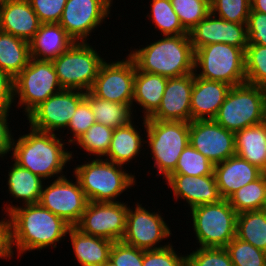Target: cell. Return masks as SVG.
Segmentation results:
<instances>
[{
  "instance_id": "cell-48",
  "label": "cell",
  "mask_w": 266,
  "mask_h": 266,
  "mask_svg": "<svg viewBox=\"0 0 266 266\" xmlns=\"http://www.w3.org/2000/svg\"><path fill=\"white\" fill-rule=\"evenodd\" d=\"M9 110H0V157L12 151L14 137L9 130L8 116Z\"/></svg>"
},
{
  "instance_id": "cell-42",
  "label": "cell",
  "mask_w": 266,
  "mask_h": 266,
  "mask_svg": "<svg viewBox=\"0 0 266 266\" xmlns=\"http://www.w3.org/2000/svg\"><path fill=\"white\" fill-rule=\"evenodd\" d=\"M171 243L168 246L146 250L143 254V266H186V255H178Z\"/></svg>"
},
{
  "instance_id": "cell-49",
  "label": "cell",
  "mask_w": 266,
  "mask_h": 266,
  "mask_svg": "<svg viewBox=\"0 0 266 266\" xmlns=\"http://www.w3.org/2000/svg\"><path fill=\"white\" fill-rule=\"evenodd\" d=\"M13 255L10 221L7 218H3L0 220V259H10L11 257L13 258Z\"/></svg>"
},
{
  "instance_id": "cell-10",
  "label": "cell",
  "mask_w": 266,
  "mask_h": 266,
  "mask_svg": "<svg viewBox=\"0 0 266 266\" xmlns=\"http://www.w3.org/2000/svg\"><path fill=\"white\" fill-rule=\"evenodd\" d=\"M62 89L51 60L30 58L27 66L14 79V97L15 100L16 97L19 99L17 104L24 108L26 116Z\"/></svg>"
},
{
  "instance_id": "cell-15",
  "label": "cell",
  "mask_w": 266,
  "mask_h": 266,
  "mask_svg": "<svg viewBox=\"0 0 266 266\" xmlns=\"http://www.w3.org/2000/svg\"><path fill=\"white\" fill-rule=\"evenodd\" d=\"M113 0H67L59 24L75 42H87L91 32L109 17Z\"/></svg>"
},
{
  "instance_id": "cell-1",
  "label": "cell",
  "mask_w": 266,
  "mask_h": 266,
  "mask_svg": "<svg viewBox=\"0 0 266 266\" xmlns=\"http://www.w3.org/2000/svg\"><path fill=\"white\" fill-rule=\"evenodd\" d=\"M23 206L9 204L4 209L10 221L12 248L15 247L20 256L52 245L56 248V242L66 236L71 226L40 203Z\"/></svg>"
},
{
  "instance_id": "cell-21",
  "label": "cell",
  "mask_w": 266,
  "mask_h": 266,
  "mask_svg": "<svg viewBox=\"0 0 266 266\" xmlns=\"http://www.w3.org/2000/svg\"><path fill=\"white\" fill-rule=\"evenodd\" d=\"M40 24L29 0H7L0 4V31L30 42Z\"/></svg>"
},
{
  "instance_id": "cell-3",
  "label": "cell",
  "mask_w": 266,
  "mask_h": 266,
  "mask_svg": "<svg viewBox=\"0 0 266 266\" xmlns=\"http://www.w3.org/2000/svg\"><path fill=\"white\" fill-rule=\"evenodd\" d=\"M128 56L136 68L167 78L194 73L195 51L189 34L166 35L140 49L131 50Z\"/></svg>"
},
{
  "instance_id": "cell-8",
  "label": "cell",
  "mask_w": 266,
  "mask_h": 266,
  "mask_svg": "<svg viewBox=\"0 0 266 266\" xmlns=\"http://www.w3.org/2000/svg\"><path fill=\"white\" fill-rule=\"evenodd\" d=\"M52 62L63 89L88 92L105 60L88 42H75Z\"/></svg>"
},
{
  "instance_id": "cell-41",
  "label": "cell",
  "mask_w": 266,
  "mask_h": 266,
  "mask_svg": "<svg viewBox=\"0 0 266 266\" xmlns=\"http://www.w3.org/2000/svg\"><path fill=\"white\" fill-rule=\"evenodd\" d=\"M186 266H234L225 248H203L186 255Z\"/></svg>"
},
{
  "instance_id": "cell-18",
  "label": "cell",
  "mask_w": 266,
  "mask_h": 266,
  "mask_svg": "<svg viewBox=\"0 0 266 266\" xmlns=\"http://www.w3.org/2000/svg\"><path fill=\"white\" fill-rule=\"evenodd\" d=\"M194 51L202 46L224 43L244 51L248 45L247 24L226 21L209 13L189 31Z\"/></svg>"
},
{
  "instance_id": "cell-31",
  "label": "cell",
  "mask_w": 266,
  "mask_h": 266,
  "mask_svg": "<svg viewBox=\"0 0 266 266\" xmlns=\"http://www.w3.org/2000/svg\"><path fill=\"white\" fill-rule=\"evenodd\" d=\"M30 59L29 42L0 31V68L14 79Z\"/></svg>"
},
{
  "instance_id": "cell-35",
  "label": "cell",
  "mask_w": 266,
  "mask_h": 266,
  "mask_svg": "<svg viewBox=\"0 0 266 266\" xmlns=\"http://www.w3.org/2000/svg\"><path fill=\"white\" fill-rule=\"evenodd\" d=\"M113 128L95 122L84 134H82L77 142L84 151L89 155H97L96 158H103L107 154L111 139L113 136Z\"/></svg>"
},
{
  "instance_id": "cell-24",
  "label": "cell",
  "mask_w": 266,
  "mask_h": 266,
  "mask_svg": "<svg viewBox=\"0 0 266 266\" xmlns=\"http://www.w3.org/2000/svg\"><path fill=\"white\" fill-rule=\"evenodd\" d=\"M75 41L59 23L40 24L29 42L30 58L53 60L68 50Z\"/></svg>"
},
{
  "instance_id": "cell-25",
  "label": "cell",
  "mask_w": 266,
  "mask_h": 266,
  "mask_svg": "<svg viewBox=\"0 0 266 266\" xmlns=\"http://www.w3.org/2000/svg\"><path fill=\"white\" fill-rule=\"evenodd\" d=\"M70 237L75 259L81 266H101L109 259L113 241L82 233L75 226L67 233Z\"/></svg>"
},
{
  "instance_id": "cell-9",
  "label": "cell",
  "mask_w": 266,
  "mask_h": 266,
  "mask_svg": "<svg viewBox=\"0 0 266 266\" xmlns=\"http://www.w3.org/2000/svg\"><path fill=\"white\" fill-rule=\"evenodd\" d=\"M193 228L200 247L225 248L236 237L237 212L226 199L190 209Z\"/></svg>"
},
{
  "instance_id": "cell-40",
  "label": "cell",
  "mask_w": 266,
  "mask_h": 266,
  "mask_svg": "<svg viewBox=\"0 0 266 266\" xmlns=\"http://www.w3.org/2000/svg\"><path fill=\"white\" fill-rule=\"evenodd\" d=\"M250 0H210V12L226 21L247 24Z\"/></svg>"
},
{
  "instance_id": "cell-38",
  "label": "cell",
  "mask_w": 266,
  "mask_h": 266,
  "mask_svg": "<svg viewBox=\"0 0 266 266\" xmlns=\"http://www.w3.org/2000/svg\"><path fill=\"white\" fill-rule=\"evenodd\" d=\"M246 83L266 88V46L248 44L245 50Z\"/></svg>"
},
{
  "instance_id": "cell-11",
  "label": "cell",
  "mask_w": 266,
  "mask_h": 266,
  "mask_svg": "<svg viewBox=\"0 0 266 266\" xmlns=\"http://www.w3.org/2000/svg\"><path fill=\"white\" fill-rule=\"evenodd\" d=\"M128 205L125 202L88 201L75 226L82 233L113 242L123 239L126 231Z\"/></svg>"
},
{
  "instance_id": "cell-4",
  "label": "cell",
  "mask_w": 266,
  "mask_h": 266,
  "mask_svg": "<svg viewBox=\"0 0 266 266\" xmlns=\"http://www.w3.org/2000/svg\"><path fill=\"white\" fill-rule=\"evenodd\" d=\"M74 169L88 201L116 202L127 188L136 185L135 175L127 173L122 165L97 158Z\"/></svg>"
},
{
  "instance_id": "cell-16",
  "label": "cell",
  "mask_w": 266,
  "mask_h": 266,
  "mask_svg": "<svg viewBox=\"0 0 266 266\" xmlns=\"http://www.w3.org/2000/svg\"><path fill=\"white\" fill-rule=\"evenodd\" d=\"M135 72L136 65L129 56L120 61H105L90 91L110 102L132 103Z\"/></svg>"
},
{
  "instance_id": "cell-45",
  "label": "cell",
  "mask_w": 266,
  "mask_h": 266,
  "mask_svg": "<svg viewBox=\"0 0 266 266\" xmlns=\"http://www.w3.org/2000/svg\"><path fill=\"white\" fill-rule=\"evenodd\" d=\"M41 24L59 23L67 0H29Z\"/></svg>"
},
{
  "instance_id": "cell-14",
  "label": "cell",
  "mask_w": 266,
  "mask_h": 266,
  "mask_svg": "<svg viewBox=\"0 0 266 266\" xmlns=\"http://www.w3.org/2000/svg\"><path fill=\"white\" fill-rule=\"evenodd\" d=\"M135 209L128 207L126 231L122 241L141 250L164 248L159 245L171 236V230L159 213L149 212L137 202ZM159 246H158V245Z\"/></svg>"
},
{
  "instance_id": "cell-7",
  "label": "cell",
  "mask_w": 266,
  "mask_h": 266,
  "mask_svg": "<svg viewBox=\"0 0 266 266\" xmlns=\"http://www.w3.org/2000/svg\"><path fill=\"white\" fill-rule=\"evenodd\" d=\"M194 74L231 87L246 83L245 51L224 43L202 46L195 50Z\"/></svg>"
},
{
  "instance_id": "cell-47",
  "label": "cell",
  "mask_w": 266,
  "mask_h": 266,
  "mask_svg": "<svg viewBox=\"0 0 266 266\" xmlns=\"http://www.w3.org/2000/svg\"><path fill=\"white\" fill-rule=\"evenodd\" d=\"M14 96V78L0 68V110H10Z\"/></svg>"
},
{
  "instance_id": "cell-19",
  "label": "cell",
  "mask_w": 266,
  "mask_h": 266,
  "mask_svg": "<svg viewBox=\"0 0 266 266\" xmlns=\"http://www.w3.org/2000/svg\"><path fill=\"white\" fill-rule=\"evenodd\" d=\"M194 73L168 78L158 109L146 119L191 122Z\"/></svg>"
},
{
  "instance_id": "cell-52",
  "label": "cell",
  "mask_w": 266,
  "mask_h": 266,
  "mask_svg": "<svg viewBox=\"0 0 266 266\" xmlns=\"http://www.w3.org/2000/svg\"><path fill=\"white\" fill-rule=\"evenodd\" d=\"M263 210L266 212V201H265V204H264Z\"/></svg>"
},
{
  "instance_id": "cell-27",
  "label": "cell",
  "mask_w": 266,
  "mask_h": 266,
  "mask_svg": "<svg viewBox=\"0 0 266 266\" xmlns=\"http://www.w3.org/2000/svg\"><path fill=\"white\" fill-rule=\"evenodd\" d=\"M168 78L147 73L136 68L133 88V102L144 110L143 118H149L160 106Z\"/></svg>"
},
{
  "instance_id": "cell-2",
  "label": "cell",
  "mask_w": 266,
  "mask_h": 266,
  "mask_svg": "<svg viewBox=\"0 0 266 266\" xmlns=\"http://www.w3.org/2000/svg\"><path fill=\"white\" fill-rule=\"evenodd\" d=\"M29 129L30 133L13 140L12 161L43 180L55 175L57 178L66 176L63 169L74 157L71 151L64 148L66 143L61 142L63 139H59L55 133L39 131L32 127Z\"/></svg>"
},
{
  "instance_id": "cell-20",
  "label": "cell",
  "mask_w": 266,
  "mask_h": 266,
  "mask_svg": "<svg viewBox=\"0 0 266 266\" xmlns=\"http://www.w3.org/2000/svg\"><path fill=\"white\" fill-rule=\"evenodd\" d=\"M176 199H184L190 209L204 204L220 202V195L214 172L206 176L169 174L165 178Z\"/></svg>"
},
{
  "instance_id": "cell-44",
  "label": "cell",
  "mask_w": 266,
  "mask_h": 266,
  "mask_svg": "<svg viewBox=\"0 0 266 266\" xmlns=\"http://www.w3.org/2000/svg\"><path fill=\"white\" fill-rule=\"evenodd\" d=\"M95 123L94 113L90 108L89 103L83 99L77 110L74 112L71 120L69 121L68 130L73 134L68 143H75L78 138L84 134Z\"/></svg>"
},
{
  "instance_id": "cell-6",
  "label": "cell",
  "mask_w": 266,
  "mask_h": 266,
  "mask_svg": "<svg viewBox=\"0 0 266 266\" xmlns=\"http://www.w3.org/2000/svg\"><path fill=\"white\" fill-rule=\"evenodd\" d=\"M143 119L148 147L151 150L158 175L166 178L176 167L177 161L189 144V122Z\"/></svg>"
},
{
  "instance_id": "cell-36",
  "label": "cell",
  "mask_w": 266,
  "mask_h": 266,
  "mask_svg": "<svg viewBox=\"0 0 266 266\" xmlns=\"http://www.w3.org/2000/svg\"><path fill=\"white\" fill-rule=\"evenodd\" d=\"M214 172V164L190 143L181 153L175 169L170 174H183L186 176H206Z\"/></svg>"
},
{
  "instance_id": "cell-5",
  "label": "cell",
  "mask_w": 266,
  "mask_h": 266,
  "mask_svg": "<svg viewBox=\"0 0 266 266\" xmlns=\"http://www.w3.org/2000/svg\"><path fill=\"white\" fill-rule=\"evenodd\" d=\"M213 120L234 133L264 122L266 88L249 83L231 87Z\"/></svg>"
},
{
  "instance_id": "cell-23",
  "label": "cell",
  "mask_w": 266,
  "mask_h": 266,
  "mask_svg": "<svg viewBox=\"0 0 266 266\" xmlns=\"http://www.w3.org/2000/svg\"><path fill=\"white\" fill-rule=\"evenodd\" d=\"M231 86L195 76L191 95V121L213 120Z\"/></svg>"
},
{
  "instance_id": "cell-50",
  "label": "cell",
  "mask_w": 266,
  "mask_h": 266,
  "mask_svg": "<svg viewBox=\"0 0 266 266\" xmlns=\"http://www.w3.org/2000/svg\"><path fill=\"white\" fill-rule=\"evenodd\" d=\"M251 10L266 14V0H250Z\"/></svg>"
},
{
  "instance_id": "cell-51",
  "label": "cell",
  "mask_w": 266,
  "mask_h": 266,
  "mask_svg": "<svg viewBox=\"0 0 266 266\" xmlns=\"http://www.w3.org/2000/svg\"><path fill=\"white\" fill-rule=\"evenodd\" d=\"M101 266H116V264L113 263L110 259H108V261L103 263Z\"/></svg>"
},
{
  "instance_id": "cell-43",
  "label": "cell",
  "mask_w": 266,
  "mask_h": 266,
  "mask_svg": "<svg viewBox=\"0 0 266 266\" xmlns=\"http://www.w3.org/2000/svg\"><path fill=\"white\" fill-rule=\"evenodd\" d=\"M144 251L122 240L115 241L110 249L109 259L116 266H143Z\"/></svg>"
},
{
  "instance_id": "cell-29",
  "label": "cell",
  "mask_w": 266,
  "mask_h": 266,
  "mask_svg": "<svg viewBox=\"0 0 266 266\" xmlns=\"http://www.w3.org/2000/svg\"><path fill=\"white\" fill-rule=\"evenodd\" d=\"M84 99L89 103L97 123L116 129L131 123L134 119L132 103L110 102L96 97L91 91L85 93Z\"/></svg>"
},
{
  "instance_id": "cell-37",
  "label": "cell",
  "mask_w": 266,
  "mask_h": 266,
  "mask_svg": "<svg viewBox=\"0 0 266 266\" xmlns=\"http://www.w3.org/2000/svg\"><path fill=\"white\" fill-rule=\"evenodd\" d=\"M225 249L234 266H266V252L237 237Z\"/></svg>"
},
{
  "instance_id": "cell-34",
  "label": "cell",
  "mask_w": 266,
  "mask_h": 266,
  "mask_svg": "<svg viewBox=\"0 0 266 266\" xmlns=\"http://www.w3.org/2000/svg\"><path fill=\"white\" fill-rule=\"evenodd\" d=\"M150 2L152 3L149 20L155 24L154 28L161 31L162 36L189 34L174 11L171 0H151Z\"/></svg>"
},
{
  "instance_id": "cell-22",
  "label": "cell",
  "mask_w": 266,
  "mask_h": 266,
  "mask_svg": "<svg viewBox=\"0 0 266 266\" xmlns=\"http://www.w3.org/2000/svg\"><path fill=\"white\" fill-rule=\"evenodd\" d=\"M264 172L245 159L234 155L214 165L220 195L228 200L237 190L258 179Z\"/></svg>"
},
{
  "instance_id": "cell-53",
  "label": "cell",
  "mask_w": 266,
  "mask_h": 266,
  "mask_svg": "<svg viewBox=\"0 0 266 266\" xmlns=\"http://www.w3.org/2000/svg\"><path fill=\"white\" fill-rule=\"evenodd\" d=\"M7 0H0V4L6 2Z\"/></svg>"
},
{
  "instance_id": "cell-46",
  "label": "cell",
  "mask_w": 266,
  "mask_h": 266,
  "mask_svg": "<svg viewBox=\"0 0 266 266\" xmlns=\"http://www.w3.org/2000/svg\"><path fill=\"white\" fill-rule=\"evenodd\" d=\"M248 44L266 46V14L250 11L248 22Z\"/></svg>"
},
{
  "instance_id": "cell-39",
  "label": "cell",
  "mask_w": 266,
  "mask_h": 266,
  "mask_svg": "<svg viewBox=\"0 0 266 266\" xmlns=\"http://www.w3.org/2000/svg\"><path fill=\"white\" fill-rule=\"evenodd\" d=\"M171 3L188 32L210 13V0H171Z\"/></svg>"
},
{
  "instance_id": "cell-13",
  "label": "cell",
  "mask_w": 266,
  "mask_h": 266,
  "mask_svg": "<svg viewBox=\"0 0 266 266\" xmlns=\"http://www.w3.org/2000/svg\"><path fill=\"white\" fill-rule=\"evenodd\" d=\"M84 91L62 89L39 104L26 117L33 129L54 133L68 127L79 103L85 98Z\"/></svg>"
},
{
  "instance_id": "cell-17",
  "label": "cell",
  "mask_w": 266,
  "mask_h": 266,
  "mask_svg": "<svg viewBox=\"0 0 266 266\" xmlns=\"http://www.w3.org/2000/svg\"><path fill=\"white\" fill-rule=\"evenodd\" d=\"M189 143L214 165L236 154L234 132L214 120L191 121Z\"/></svg>"
},
{
  "instance_id": "cell-32",
  "label": "cell",
  "mask_w": 266,
  "mask_h": 266,
  "mask_svg": "<svg viewBox=\"0 0 266 266\" xmlns=\"http://www.w3.org/2000/svg\"><path fill=\"white\" fill-rule=\"evenodd\" d=\"M236 237L266 252V212L262 209L237 214Z\"/></svg>"
},
{
  "instance_id": "cell-30",
  "label": "cell",
  "mask_w": 266,
  "mask_h": 266,
  "mask_svg": "<svg viewBox=\"0 0 266 266\" xmlns=\"http://www.w3.org/2000/svg\"><path fill=\"white\" fill-rule=\"evenodd\" d=\"M11 166L6 184L9 194L16 200H22L23 205L39 203L44 180L15 162Z\"/></svg>"
},
{
  "instance_id": "cell-33",
  "label": "cell",
  "mask_w": 266,
  "mask_h": 266,
  "mask_svg": "<svg viewBox=\"0 0 266 266\" xmlns=\"http://www.w3.org/2000/svg\"><path fill=\"white\" fill-rule=\"evenodd\" d=\"M228 201L237 214L262 210L266 201V173L241 187Z\"/></svg>"
},
{
  "instance_id": "cell-12",
  "label": "cell",
  "mask_w": 266,
  "mask_h": 266,
  "mask_svg": "<svg viewBox=\"0 0 266 266\" xmlns=\"http://www.w3.org/2000/svg\"><path fill=\"white\" fill-rule=\"evenodd\" d=\"M72 182L63 176L50 185H43L39 203L74 227L80 221L88 200L77 178Z\"/></svg>"
},
{
  "instance_id": "cell-26",
  "label": "cell",
  "mask_w": 266,
  "mask_h": 266,
  "mask_svg": "<svg viewBox=\"0 0 266 266\" xmlns=\"http://www.w3.org/2000/svg\"><path fill=\"white\" fill-rule=\"evenodd\" d=\"M234 135L236 155L266 173V120Z\"/></svg>"
},
{
  "instance_id": "cell-28",
  "label": "cell",
  "mask_w": 266,
  "mask_h": 266,
  "mask_svg": "<svg viewBox=\"0 0 266 266\" xmlns=\"http://www.w3.org/2000/svg\"><path fill=\"white\" fill-rule=\"evenodd\" d=\"M135 126L133 121L113 130L110 148L105 155L107 157L105 160L124 166L130 163L132 159L137 158L136 156L143 150L141 148L146 141Z\"/></svg>"
}]
</instances>
